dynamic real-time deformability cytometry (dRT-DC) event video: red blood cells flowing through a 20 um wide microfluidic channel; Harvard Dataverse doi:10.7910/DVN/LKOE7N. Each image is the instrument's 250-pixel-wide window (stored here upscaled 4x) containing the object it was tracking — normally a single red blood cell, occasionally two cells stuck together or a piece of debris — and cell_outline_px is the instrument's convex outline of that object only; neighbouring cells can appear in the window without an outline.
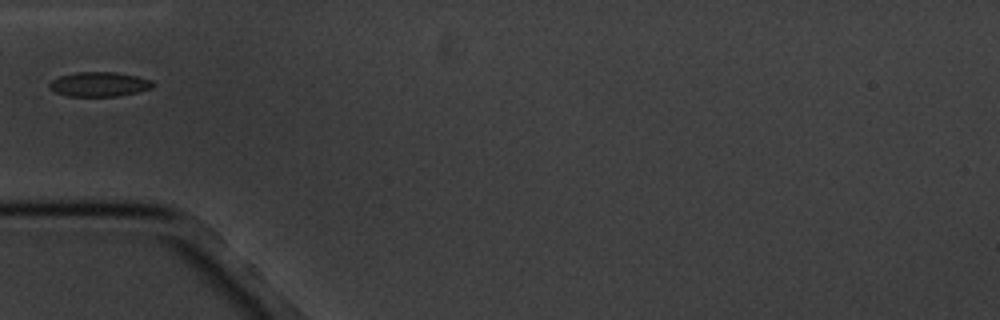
{"species": "common noctule bat (a hibernating species)", "species_latin": "Nyctalus noctula", "temperature_condition": "cold", "stored_images_in_passage": 4, "camera_frame_rate_fps": 3000, "um_per_image_px": 0.085, "animal": {"sex": "male", "body_mass_g": 20.1, "forearm_length_mm": 53.5}, "frame": {"image": 1, "passage_image": 4, "time_ms": 5.0, "image_size_px": [1000, 320], "cell_outline_px": [[156, 84], [152, 88], [120, 96], [68, 96], [56, 92], [48, 88], [48, 84], [52, 80], [60, 76], [76, 72], [116, 72], [136, 76], [152, 80]], "centroid_in_image_um": [8.44, 7.16], "position_along_channel_um": 76.6, "area_um2": 14.85}}